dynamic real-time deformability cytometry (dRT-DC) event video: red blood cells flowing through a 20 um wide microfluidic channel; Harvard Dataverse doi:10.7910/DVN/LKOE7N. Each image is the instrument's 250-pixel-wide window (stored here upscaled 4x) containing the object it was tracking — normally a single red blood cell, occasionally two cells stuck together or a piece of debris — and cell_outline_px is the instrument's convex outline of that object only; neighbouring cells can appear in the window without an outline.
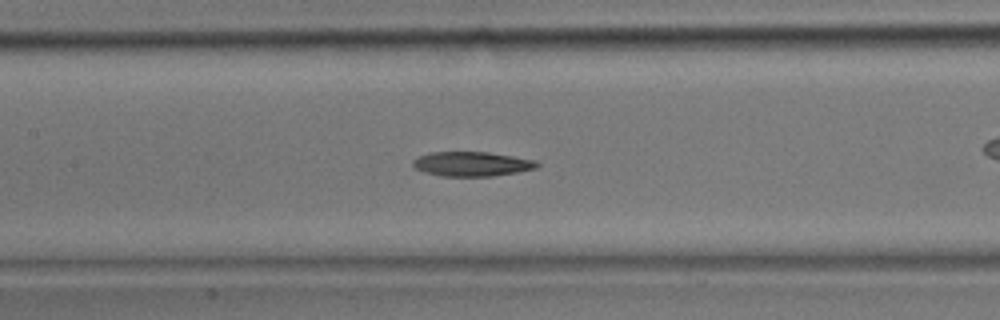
{"species": "common noctule bat (a hibernating species)", "species_latin": "Nyctalus noctula", "temperature_condition": "room temperature", "stored_images_in_passage": 30, "camera_frame_rate_fps": 3000, "um_per_image_px": 0.085, "animal": {"sex": "male", "body_mass_g": 17.9}, "frame": {"image": 1, "passage_image": 13, "time_ms": 4.0, "image_size_px": [1000, 320], "cell_outline_px": [[540, 164], [536, 168], [516, 172], [492, 176], [440, 176], [424, 172], [416, 168], [412, 164], [412, 160], [428, 152], [488, 152], [536, 160]], "centroid_in_image_um": [40.09, 13.93], "position_along_channel_um": 167.3, "area_um2": 17.69}}